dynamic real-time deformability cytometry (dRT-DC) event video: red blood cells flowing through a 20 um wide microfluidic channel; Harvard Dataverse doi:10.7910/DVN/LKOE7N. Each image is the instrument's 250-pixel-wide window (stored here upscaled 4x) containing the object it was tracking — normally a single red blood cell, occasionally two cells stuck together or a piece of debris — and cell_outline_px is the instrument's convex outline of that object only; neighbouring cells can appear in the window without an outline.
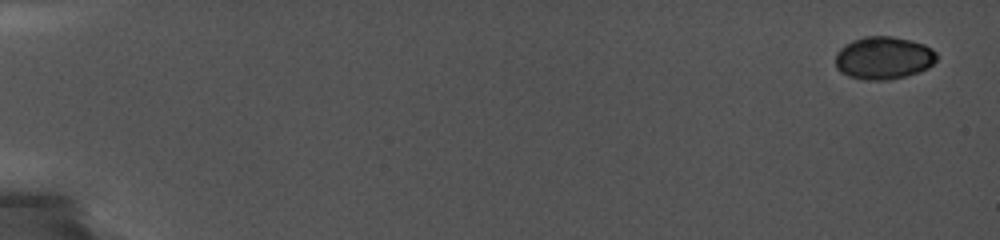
{"species": "common noctule bat (a hibernating species)", "species_latin": "Nyctalus noctula", "temperature_condition": "cold", "stored_images_in_passage": 8, "camera_frame_rate_fps": 5000, "um_per_image_px": 0.085, "animal": {"sex": "female", "body_mass_g": 19.0, "forearm_length_mm": 56.7}, "frame": {"image": 1, "passage_image": 1, "time_ms": 0.0, "image_size_px": [1000, 240], "cell_outline_px": [[936, 60], [928, 68], [904, 76], [888, 80], [864, 80], [848, 76], [840, 72], [836, 68], [836, 52], [844, 44], [852, 40], [864, 36], [892, 36], [912, 40], [924, 44], [932, 48], [936, 52]], "centroid_in_image_um": [75.08, 4.91], "position_along_channel_um": 9.9, "area_um2": 25.37}}
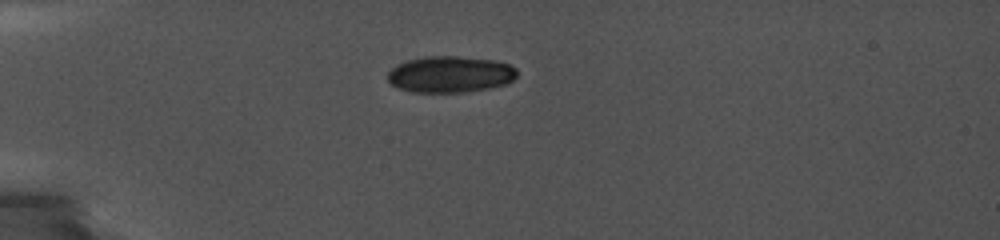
{"frame": {"image": 2, "passage_image": 7, "time_ms": 5.0, "image_size_px": [1000, 240], "cell_outline_px": [[516, 76], [508, 84], [488, 88], [464, 92], [412, 92], [396, 88], [388, 80], [388, 72], [396, 64], [404, 60], [428, 56], [456, 56], [496, 60], [512, 64], [516, 68]], "centroid_in_image_um": [38.26, 6.31], "position_along_channel_um": 46.7, "area_um2": 27.74}}